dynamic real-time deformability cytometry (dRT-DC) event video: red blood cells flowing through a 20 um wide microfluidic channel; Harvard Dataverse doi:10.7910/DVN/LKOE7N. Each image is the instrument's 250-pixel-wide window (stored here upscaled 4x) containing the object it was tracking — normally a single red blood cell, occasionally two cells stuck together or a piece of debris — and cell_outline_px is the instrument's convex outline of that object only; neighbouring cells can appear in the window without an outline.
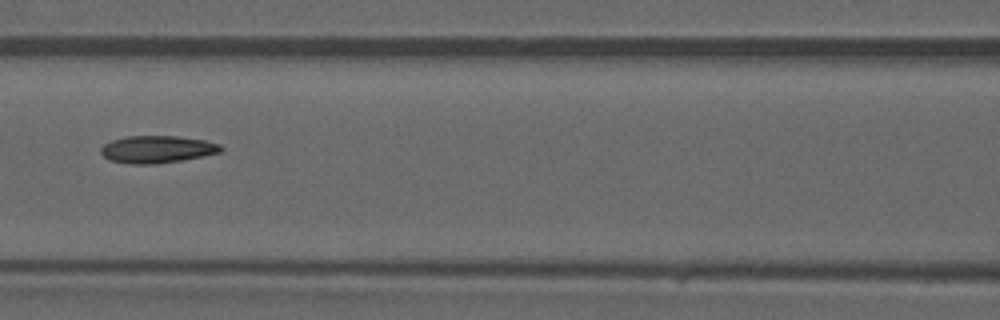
{"species": "common noctule bat (a hibernating species)", "species_latin": "Nyctalus noctula", "temperature_condition": "warm", "stored_images_in_passage": 36, "camera_frame_rate_fps": 3000, "um_per_image_px": 0.085, "animal": {"sex": "male", "forearm_length_mm": 52.5}, "frame": {"image": 1, "passage_image": 11, "time_ms": 3.333, "image_size_px": [1000, 320], "cell_outline_px": [[224, 148], [220, 152], [180, 160], [156, 164], [132, 164], [112, 160], [104, 156], [100, 152], [100, 148], [104, 144], [112, 140], [128, 136], [176, 136], [204, 140], [220, 144]], "centroid_in_image_um": [13.35, 12.68], "position_along_channel_um": 153.3, "area_um2": 18.84}}